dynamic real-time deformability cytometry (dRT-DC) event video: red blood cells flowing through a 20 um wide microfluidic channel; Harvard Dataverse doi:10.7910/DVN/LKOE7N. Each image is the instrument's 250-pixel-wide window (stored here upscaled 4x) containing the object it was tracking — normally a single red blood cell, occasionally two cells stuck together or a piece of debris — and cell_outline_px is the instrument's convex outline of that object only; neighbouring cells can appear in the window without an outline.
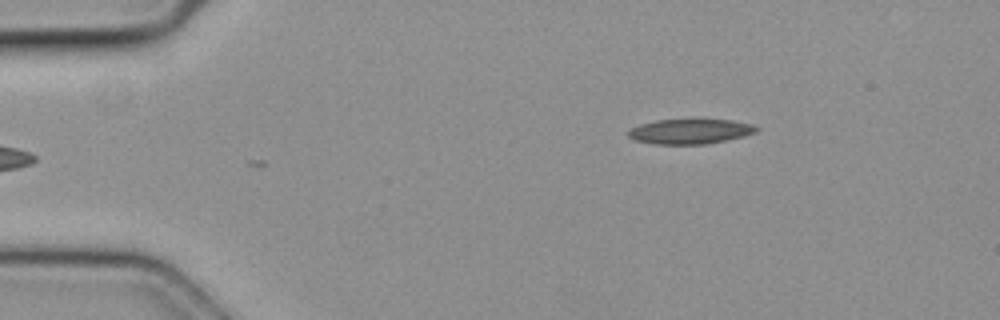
{"species": "common noctule bat (a hibernating species)", "species_latin": "Nyctalus noctula", "temperature_condition": "cold", "stored_images_in_passage": 2, "camera_frame_rate_fps": 3000, "um_per_image_px": 0.085, "animal": {"sex": "female", "body_mass_g": 19.3, "forearm_length_mm": 54.1}, "frame": {"image": 1, "passage_image": 2, "time_ms": 0.333, "image_size_px": [1000, 320], "cell_outline_px": [[760, 128], [756, 132], [744, 136], [708, 144], [652, 144], [636, 140], [628, 136], [628, 132], [632, 128], [640, 124], [656, 120], [692, 116], [704, 116], [732, 120], [752, 124]], "centroid_in_image_um": [58.71, 11.11], "position_along_channel_um": 26.3, "area_um2": 19.77}}